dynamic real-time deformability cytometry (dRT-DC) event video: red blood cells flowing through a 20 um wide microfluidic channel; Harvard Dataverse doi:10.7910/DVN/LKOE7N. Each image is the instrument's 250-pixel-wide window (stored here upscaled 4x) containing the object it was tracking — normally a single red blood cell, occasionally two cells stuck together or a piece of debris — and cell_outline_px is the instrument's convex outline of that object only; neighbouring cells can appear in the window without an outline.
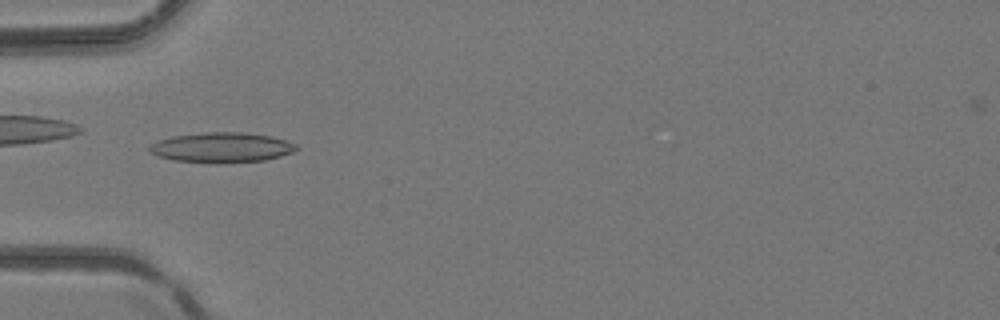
{"species": "common noctule bat (a hibernating species)", "species_latin": "Nyctalus noctula", "temperature_condition": "room temperature", "stored_images_in_passage": 5, "camera_frame_rate_fps": 3000, "um_per_image_px": 0.085, "animal": {"sex": "female", "body_mass_g": 24.6, "forearm_length_mm": 56.2}, "frame": {"image": 1, "passage_image": 4, "time_ms": 1.0, "image_size_px": [1000, 320], "cell_outline_px": [[300, 148], [292, 152], [280, 156], [264, 160], [220, 164], [172, 160], [156, 156], [148, 152], [148, 148], [156, 140], [172, 136], [204, 132], [244, 132], [272, 136], [296, 144]], "centroid_in_image_um": [18.8, 12.54], "position_along_channel_um": 66.2, "area_um2": 26.13}}
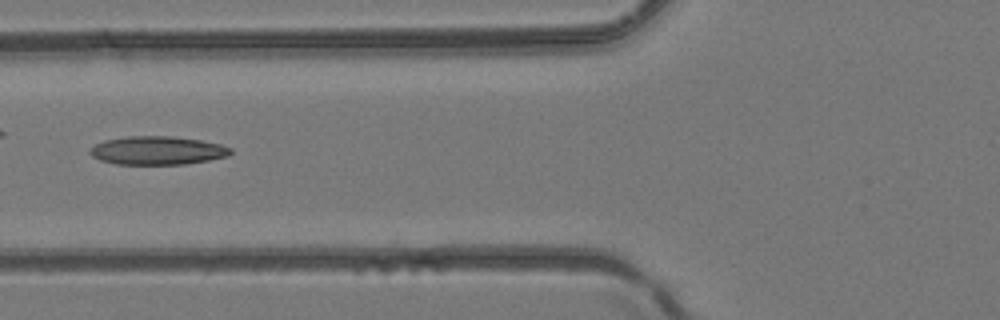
{"frame": {"image": 2, "passage_image": 5, "time_ms": 1.333, "image_size_px": [1000, 320], "cell_outline_px": [[232, 152], [228, 156], [208, 160], [184, 164], [116, 164], [100, 160], [92, 156], [88, 152], [96, 144], [104, 140], [128, 136], [172, 136], [200, 140], [220, 144], [232, 148]], "centroid_in_image_um": [13.38, 12.79], "position_along_channel_um": 112.4, "area_um2": 23.24}}